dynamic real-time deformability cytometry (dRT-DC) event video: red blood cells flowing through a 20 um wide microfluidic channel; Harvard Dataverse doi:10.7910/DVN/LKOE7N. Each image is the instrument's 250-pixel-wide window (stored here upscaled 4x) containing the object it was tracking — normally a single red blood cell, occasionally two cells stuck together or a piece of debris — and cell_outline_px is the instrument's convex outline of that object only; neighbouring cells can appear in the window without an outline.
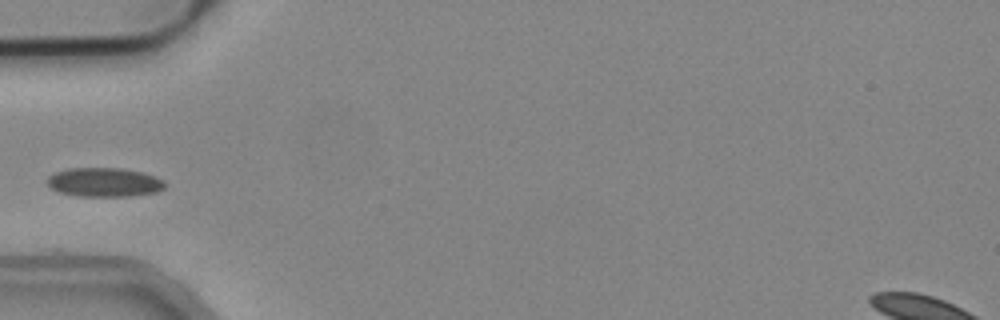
{"species": "common noctule bat (a hibernating species)", "species_latin": "Nyctalus noctula", "temperature_condition": "cold", "stored_images_in_passage": 7, "camera_frame_rate_fps": 3000, "um_per_image_px": 0.085, "animal": {"sex": "male", "body_mass_g": 19.2, "forearm_length_mm": 51.8}, "frame": {"image": 1, "passage_image": 1, "time_ms": 0.0, "image_size_px": [1000, 320], "cell_outline_px": [[164, 188], [156, 192], [128, 196], [76, 196], [60, 192], [52, 188], [44, 180], [48, 176], [56, 172], [68, 168], [120, 168], [140, 172], [164, 180]], "centroid_in_image_um": [8.81, 15.49], "position_along_channel_um": 76.2, "area_um2": 19.77}}